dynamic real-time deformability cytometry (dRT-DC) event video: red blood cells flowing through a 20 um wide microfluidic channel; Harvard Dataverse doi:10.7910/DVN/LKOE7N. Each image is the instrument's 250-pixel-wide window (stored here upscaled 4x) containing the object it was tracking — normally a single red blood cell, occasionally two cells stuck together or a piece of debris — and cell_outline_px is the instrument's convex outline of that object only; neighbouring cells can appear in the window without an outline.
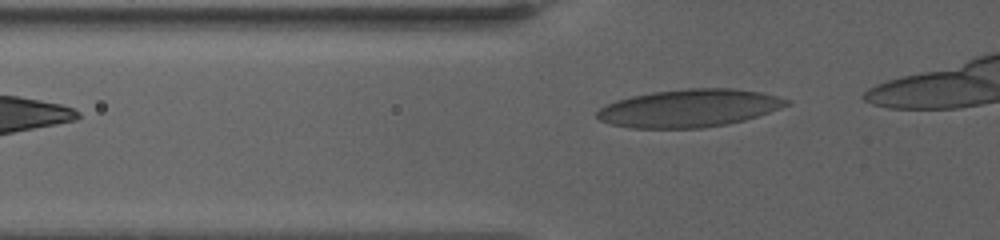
{"species": "human", "species_latin": "Homo sapiens", "temperature_condition": "warm", "stored_images_in_passage": 37, "camera_frame_rate_fps": 3000, "um_per_image_px": 0.085, "donor": {"sex": "female"}, "frame": {"image": 1, "passage_image": 2, "time_ms": 0.333, "image_size_px": [1000, 240], "cell_outline_px": [[792, 104], [744, 120], [728, 124], [700, 128], [632, 128], [612, 124], [600, 120], [596, 116], [596, 112], [600, 108], [616, 100], [632, 96], [652, 92], [688, 88], [732, 88], [760, 92], [792, 100]], "centroid_in_image_um": [58.6, 9.19], "position_along_channel_um": 67.2, "area_um2": 41.62}}
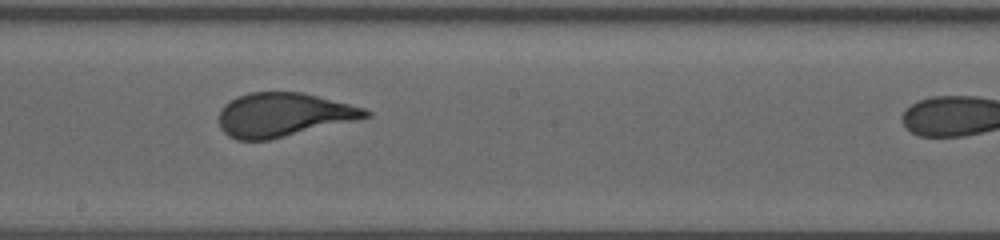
{"frame": {"image": 2, "passage_image": 21, "time_ms": 5.333, "image_size_px": [1000, 240], "cell_outline_px": [[372, 116], [268, 140], [236, 140], [228, 136], [220, 128], [220, 108], [224, 104], [236, 96], [248, 92], [304, 92], [364, 108], [372, 112]], "centroid_in_image_um": [24.05, 9.74], "position_along_channel_um": 224.1, "area_um2": 37.34}}
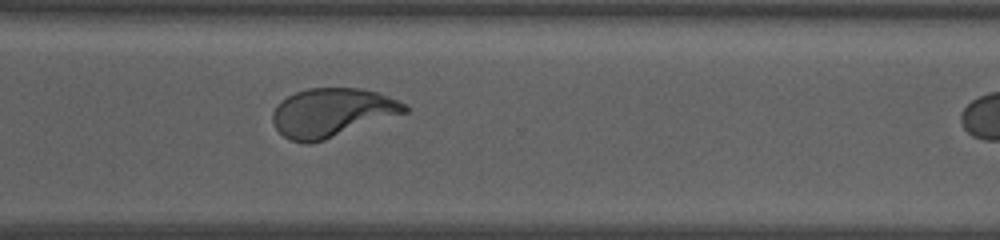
{"frame": {"image": 3, "passage_image": 35, "time_ms": 9.0, "image_size_px": [1000, 240], "cell_outline_px": [[408, 112], [312, 144], [304, 144], [288, 140], [276, 128], [272, 120], [272, 112], [276, 104], [280, 100], [296, 92], [308, 88], [360, 88], [376, 92], [396, 100], [404, 104], [408, 108]], "centroid_in_image_um": [28.16, 9.58], "position_along_channel_um": 342.4, "area_um2": 37.45}}